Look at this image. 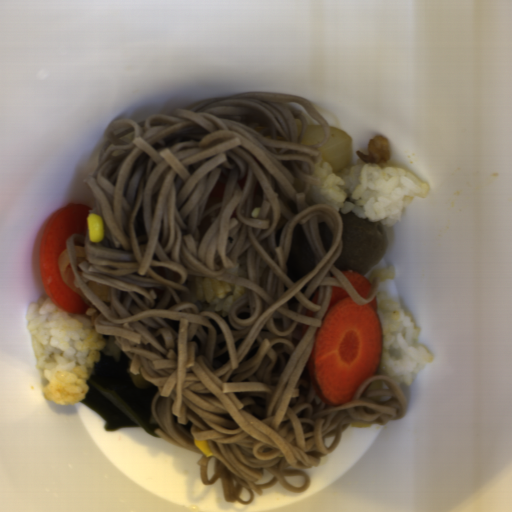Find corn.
<instances>
[{
    "mask_svg": "<svg viewBox=\"0 0 512 512\" xmlns=\"http://www.w3.org/2000/svg\"><path fill=\"white\" fill-rule=\"evenodd\" d=\"M89 242L101 243L105 236L103 217L97 213H89L86 218Z\"/></svg>",
    "mask_w": 512,
    "mask_h": 512,
    "instance_id": "corn-1",
    "label": "corn"
},
{
    "mask_svg": "<svg viewBox=\"0 0 512 512\" xmlns=\"http://www.w3.org/2000/svg\"><path fill=\"white\" fill-rule=\"evenodd\" d=\"M193 445L199 449L207 458L213 456L207 441L204 439H194Z\"/></svg>",
    "mask_w": 512,
    "mask_h": 512,
    "instance_id": "corn-2",
    "label": "corn"
}]
</instances>
